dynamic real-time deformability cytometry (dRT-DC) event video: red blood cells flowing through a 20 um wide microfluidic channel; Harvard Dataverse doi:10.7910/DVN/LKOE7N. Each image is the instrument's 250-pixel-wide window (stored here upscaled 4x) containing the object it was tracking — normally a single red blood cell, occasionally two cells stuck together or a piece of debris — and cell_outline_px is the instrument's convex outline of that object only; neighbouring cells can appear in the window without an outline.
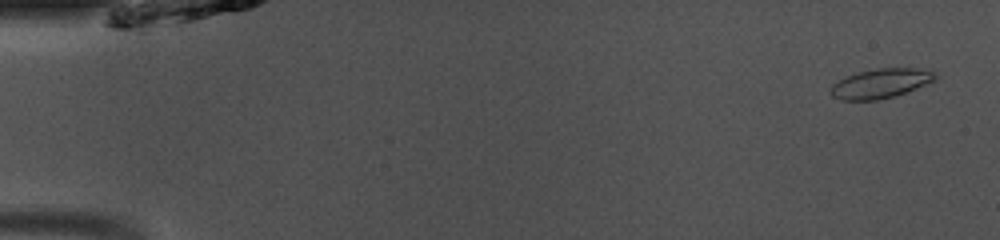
{"species": "common noctule bat (a hibernating species)", "species_latin": "Nyctalus noctula", "temperature_condition": "room temperature", "stored_images_in_passage": 49, "camera_frame_rate_fps": 3000, "um_per_image_px": 0.085, "animal": {"sex": "male", "body_mass_g": 13.0, "forearm_length_mm": 53.1}, "frame": {"image": 1, "passage_image": 2, "time_ms": 0.333, "image_size_px": [1000, 240], "cell_outline_px": [[940, 76], [936, 80], [904, 92], [892, 96], [876, 100], [840, 100], [832, 96], [832, 84], [848, 76], [860, 72], [880, 68], [932, 68]], "centroid_in_image_um": [74.95, 7.07], "position_along_channel_um": 10.1, "area_um2": 17.8}}
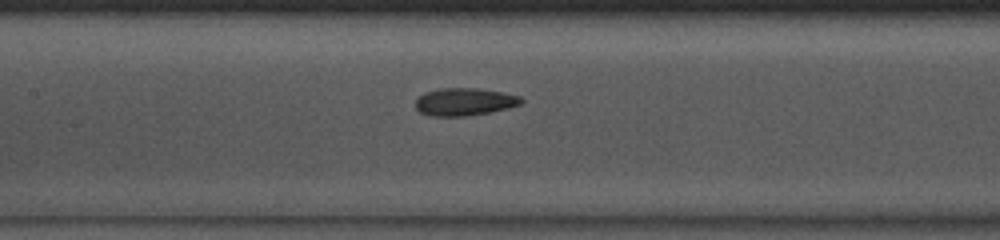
{"frame": {"image": 2, "passage_image": 23, "time_ms": 7.333, "image_size_px": [1000, 240], "cell_outline_px": [[524, 100], [520, 104], [488, 112], [464, 116], [432, 116], [420, 112], [416, 108], [416, 100], [424, 92], [440, 88], [476, 88], [500, 92], [520, 96]], "centroid_in_image_um": [39.44, 8.64], "position_along_channel_um": 168.0, "area_um2": 16.7}}
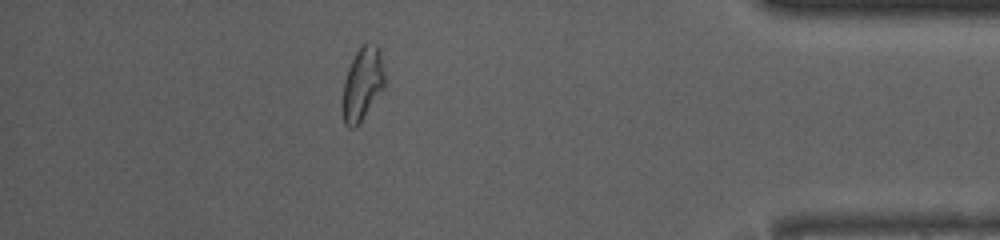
{"frame": {"image": 3, "passage_image": 43, "time_ms": 14.0, "image_size_px": [1000, 240], "cell_outline_px": [[388, 84], [360, 124], [356, 128], [348, 128], [344, 124], [344, 80], [348, 68], [356, 52], [364, 44], [376, 44], [380, 48], [388, 80]], "centroid_in_image_um": [30.9, 7.14], "position_along_channel_um": 404.3, "area_um2": 18.5}, "authors_computed_cell_mechanics": {"area_um2": 17.629, "velocity_mm_per_s": 4.1096, "shape_relaxation_time_tau1_ms": null, "shape_relaxation_time_tau2_ms": 1.5955, "deformation_change_tau1": null, "deformation_change_tau2": 0.0862}}